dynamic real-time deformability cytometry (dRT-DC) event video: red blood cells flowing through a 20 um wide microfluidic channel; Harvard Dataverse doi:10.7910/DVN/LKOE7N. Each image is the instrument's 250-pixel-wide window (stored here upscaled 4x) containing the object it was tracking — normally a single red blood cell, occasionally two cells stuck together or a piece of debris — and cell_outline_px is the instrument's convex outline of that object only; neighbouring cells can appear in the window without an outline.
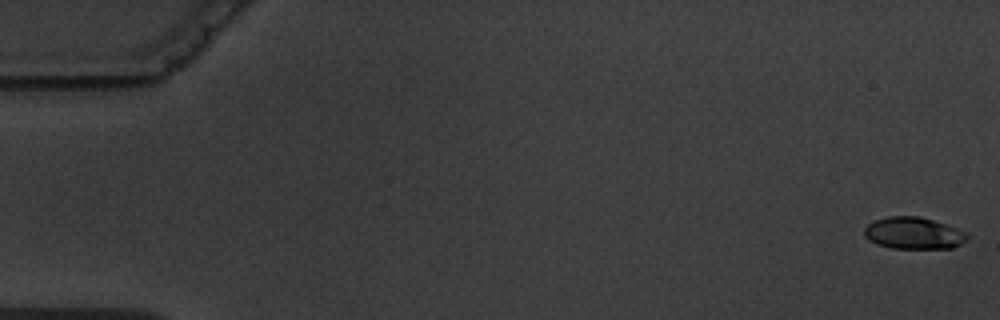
{"species": "common noctule bat (a hibernating species)", "species_latin": "Nyctalus noctula", "temperature_condition": "warm", "stored_images_in_passage": 5, "camera_frame_rate_fps": 3000, "um_per_image_px": 0.085, "animal": {"sex": "male", "body_mass_g": 19.5, "forearm_length_mm": 54.6}, "frame": {"image": 1, "passage_image": 1, "time_ms": 0.0, "image_size_px": [1000, 320], "cell_outline_px": [[968, 236], [960, 244], [952, 248], [892, 248], [876, 244], [868, 240], [864, 236], [864, 228], [868, 224], [876, 220], [888, 216], [920, 216], [956, 228], [964, 232]], "centroid_in_image_um": [77.6, 19.82], "position_along_channel_um": 7.4, "area_um2": 18.9}}